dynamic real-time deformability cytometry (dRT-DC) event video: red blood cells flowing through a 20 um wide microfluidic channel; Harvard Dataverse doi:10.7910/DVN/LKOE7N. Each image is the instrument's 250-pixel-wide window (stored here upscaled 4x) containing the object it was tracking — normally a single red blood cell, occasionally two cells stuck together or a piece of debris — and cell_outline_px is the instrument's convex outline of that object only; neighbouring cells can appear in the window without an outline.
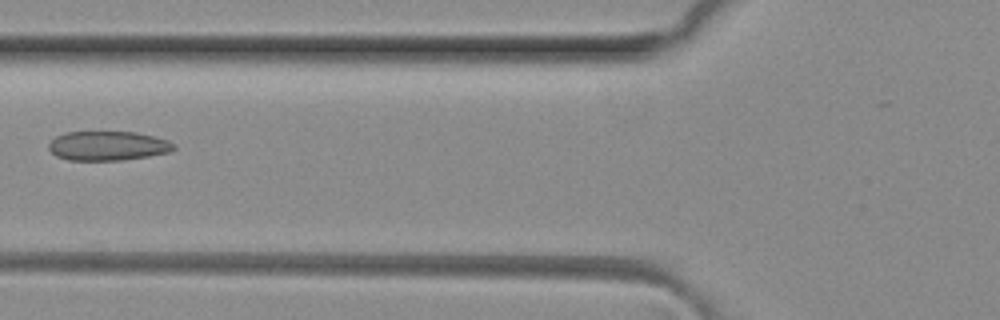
{"species": "common noctule bat (a hibernating species)", "species_latin": "Nyctalus noctula", "temperature_condition": "room temperature", "stored_images_in_passage": 4, "camera_frame_rate_fps": 3000, "um_per_image_px": 0.085, "animal": {"sex": "female", "body_mass_g": 29.2, "forearm_length_mm": 56.3}, "frame": {"image": 1, "passage_image": 4, "time_ms": 1.0, "image_size_px": [1000, 320], "cell_outline_px": [[176, 148], [168, 152], [148, 156], [120, 160], [68, 160], [56, 156], [48, 148], [48, 144], [56, 136], [64, 132], [136, 132], [168, 140], [176, 144]], "centroid_in_image_um": [9.15, 12.39], "position_along_channel_um": 116.6, "area_um2": 21.33}}